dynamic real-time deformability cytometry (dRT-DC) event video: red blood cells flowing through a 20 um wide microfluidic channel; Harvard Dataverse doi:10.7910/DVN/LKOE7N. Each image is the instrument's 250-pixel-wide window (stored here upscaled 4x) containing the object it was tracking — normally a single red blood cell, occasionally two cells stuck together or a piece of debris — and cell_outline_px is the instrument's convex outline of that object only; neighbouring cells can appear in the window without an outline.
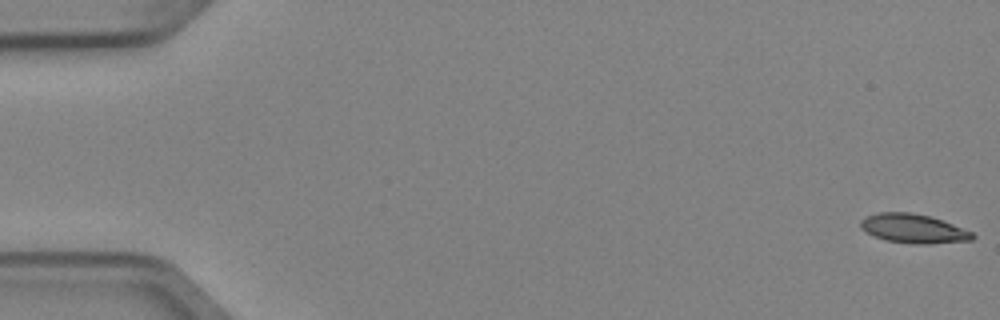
{"species": "Egyptian fruit bat (a non-hibernating species)", "species_latin": "Rousettus aegyptiacus", "temperature_condition": "cold", "stored_images_in_passage": 4, "camera_frame_rate_fps": 3000, "um_per_image_px": 0.085, "animal": {"sex": "female"}, "frame": {"image": 1, "passage_image": 1, "time_ms": 0.0, "image_size_px": [1000, 320], "cell_outline_px": [[976, 236], [972, 240], [928, 244], [912, 244], [884, 240], [860, 228], [860, 220], [868, 216], [880, 212], [912, 212], [928, 216], [952, 224], [972, 232]], "centroid_in_image_um": [77.63, 19.44], "position_along_channel_um": 7.4, "area_um2": 18.79}}